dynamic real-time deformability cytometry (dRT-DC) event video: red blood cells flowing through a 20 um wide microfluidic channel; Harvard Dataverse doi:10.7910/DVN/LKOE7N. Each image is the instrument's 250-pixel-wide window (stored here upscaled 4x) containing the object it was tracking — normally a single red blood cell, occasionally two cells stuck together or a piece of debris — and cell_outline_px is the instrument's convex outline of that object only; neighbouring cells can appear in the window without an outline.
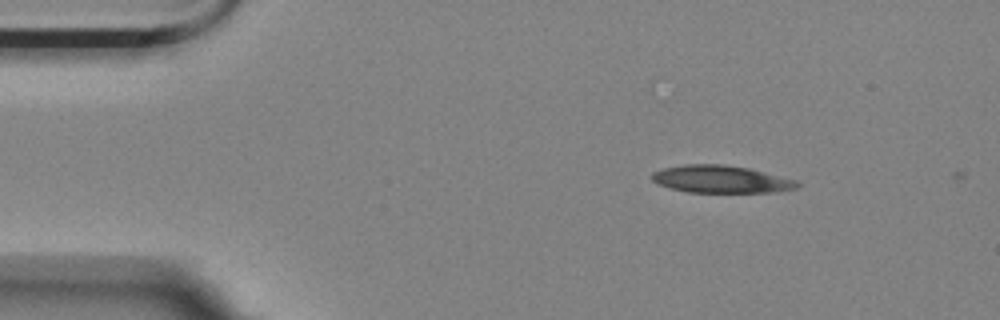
{"species": "Egyptian fruit bat (a non-hibernating species)", "species_latin": "Rousettus aegyptiacus", "temperature_condition": "room temperature", "stored_images_in_passage": 2, "camera_frame_rate_fps": 3000, "um_per_image_px": 0.085, "animal": {"sex": "female"}, "frame": {"image": 1, "passage_image": 1, "time_ms": 0.0, "image_size_px": [1000, 320], "cell_outline_px": [[800, 184], [796, 188], [776, 192], [688, 192], [672, 188], [660, 184], [652, 180], [652, 172], [664, 168], [684, 164], [720, 164], [748, 168], [796, 180]], "centroid_in_image_um": [61.29, 15.23], "position_along_channel_um": 23.7, "area_um2": 22.95}}